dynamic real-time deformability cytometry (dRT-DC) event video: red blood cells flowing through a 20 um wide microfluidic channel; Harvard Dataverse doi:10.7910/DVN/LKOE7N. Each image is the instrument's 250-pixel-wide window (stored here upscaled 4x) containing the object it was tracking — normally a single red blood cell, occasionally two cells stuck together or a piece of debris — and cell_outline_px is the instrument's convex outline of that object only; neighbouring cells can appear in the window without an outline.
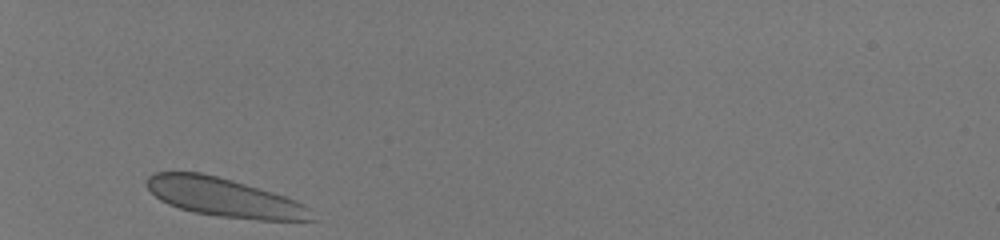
{"species": "human", "species_latin": "Homo sapiens", "temperature_condition": "room temperature", "stored_images_in_passage": 28, "camera_frame_rate_fps": 3000, "um_per_image_px": 0.085, "donor": {"sex": "male"}, "frame": {"image": 1, "passage_image": 1, "time_ms": 0.0, "image_size_px": [1000, 240], "cell_outline_px": [[316, 220], [256, 220], [216, 216], [192, 212], [168, 204], [160, 200], [144, 184], [148, 176], [152, 172], [200, 172], [232, 180], [272, 192], [296, 200], [304, 204], [308, 208]], "centroid_in_image_um": [19.02, 16.78], "position_along_channel_um": 66.0, "area_um2": 37.11}}
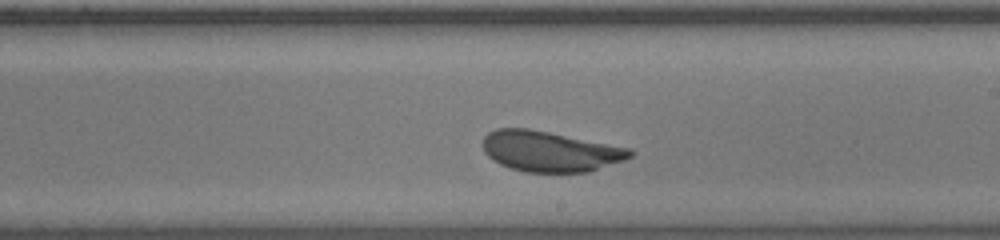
{"frame": {"image": 2, "passage_image": 16, "time_ms": 5.0, "image_size_px": [1000, 240], "cell_outline_px": [[636, 152], [632, 156], [624, 160], [588, 172], [524, 172], [500, 164], [492, 160], [484, 152], [484, 136], [488, 132], [496, 128], [528, 128], [632, 148]], "centroid_in_image_um": [46.77, 12.86], "position_along_channel_um": 242.2, "area_um2": 34.8}}
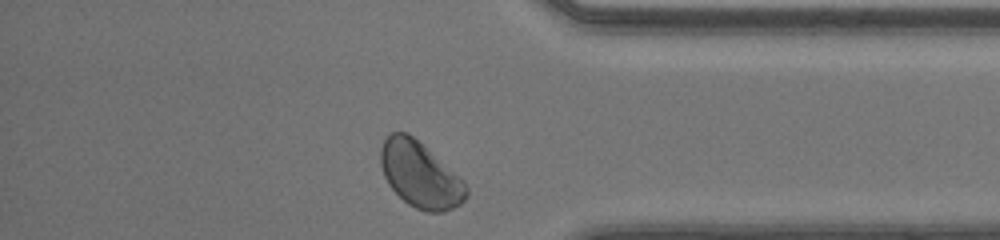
{"frame": {"image": 3, "passage_image": 28, "time_ms": 9.0, "image_size_px": [1000, 240], "cell_outline_px": [[468, 196], [460, 204], [444, 212], [424, 212], [408, 204], [388, 184], [384, 176], [380, 164], [380, 148], [384, 140], [392, 132], [408, 132], [464, 180], [468, 188]], "centroid_in_image_um": [35.71, 14.86], "position_along_channel_um": 399.5, "area_um2": 32.71}}